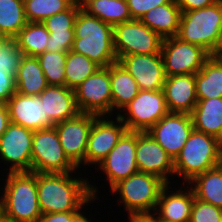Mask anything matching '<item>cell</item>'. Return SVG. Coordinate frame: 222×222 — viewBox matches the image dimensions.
<instances>
[{
    "mask_svg": "<svg viewBox=\"0 0 222 222\" xmlns=\"http://www.w3.org/2000/svg\"><path fill=\"white\" fill-rule=\"evenodd\" d=\"M88 182L72 179L69 173H37V190L41 214L78 211L95 198Z\"/></svg>",
    "mask_w": 222,
    "mask_h": 222,
    "instance_id": "cell-1",
    "label": "cell"
},
{
    "mask_svg": "<svg viewBox=\"0 0 222 222\" xmlns=\"http://www.w3.org/2000/svg\"><path fill=\"white\" fill-rule=\"evenodd\" d=\"M71 51L82 54L100 67L118 62L113 47V26L79 9Z\"/></svg>",
    "mask_w": 222,
    "mask_h": 222,
    "instance_id": "cell-2",
    "label": "cell"
},
{
    "mask_svg": "<svg viewBox=\"0 0 222 222\" xmlns=\"http://www.w3.org/2000/svg\"><path fill=\"white\" fill-rule=\"evenodd\" d=\"M176 37L215 55L222 40V0L202 9L182 12Z\"/></svg>",
    "mask_w": 222,
    "mask_h": 222,
    "instance_id": "cell-3",
    "label": "cell"
},
{
    "mask_svg": "<svg viewBox=\"0 0 222 222\" xmlns=\"http://www.w3.org/2000/svg\"><path fill=\"white\" fill-rule=\"evenodd\" d=\"M37 173L9 172L2 199L3 217L13 222H37L41 217Z\"/></svg>",
    "mask_w": 222,
    "mask_h": 222,
    "instance_id": "cell-4",
    "label": "cell"
},
{
    "mask_svg": "<svg viewBox=\"0 0 222 222\" xmlns=\"http://www.w3.org/2000/svg\"><path fill=\"white\" fill-rule=\"evenodd\" d=\"M221 157L222 141L193 129L180 154L174 160V174L191 182L196 176L218 166Z\"/></svg>",
    "mask_w": 222,
    "mask_h": 222,
    "instance_id": "cell-5",
    "label": "cell"
},
{
    "mask_svg": "<svg viewBox=\"0 0 222 222\" xmlns=\"http://www.w3.org/2000/svg\"><path fill=\"white\" fill-rule=\"evenodd\" d=\"M166 185L168 184L158 176L138 172L119 181L111 189L120 192L129 214H141L157 209L160 193Z\"/></svg>",
    "mask_w": 222,
    "mask_h": 222,
    "instance_id": "cell-6",
    "label": "cell"
},
{
    "mask_svg": "<svg viewBox=\"0 0 222 222\" xmlns=\"http://www.w3.org/2000/svg\"><path fill=\"white\" fill-rule=\"evenodd\" d=\"M77 167L68 159L55 127L34 131L31 172L70 173Z\"/></svg>",
    "mask_w": 222,
    "mask_h": 222,
    "instance_id": "cell-7",
    "label": "cell"
},
{
    "mask_svg": "<svg viewBox=\"0 0 222 222\" xmlns=\"http://www.w3.org/2000/svg\"><path fill=\"white\" fill-rule=\"evenodd\" d=\"M163 39L140 20L113 26V47L117 60L131 54H161Z\"/></svg>",
    "mask_w": 222,
    "mask_h": 222,
    "instance_id": "cell-8",
    "label": "cell"
},
{
    "mask_svg": "<svg viewBox=\"0 0 222 222\" xmlns=\"http://www.w3.org/2000/svg\"><path fill=\"white\" fill-rule=\"evenodd\" d=\"M128 116L117 115L126 126L127 131L147 132L162 117L169 113L163 89L140 90L134 99L124 107ZM126 119V120H125Z\"/></svg>",
    "mask_w": 222,
    "mask_h": 222,
    "instance_id": "cell-9",
    "label": "cell"
},
{
    "mask_svg": "<svg viewBox=\"0 0 222 222\" xmlns=\"http://www.w3.org/2000/svg\"><path fill=\"white\" fill-rule=\"evenodd\" d=\"M76 104L80 113L102 117L112 112L110 66L100 67L75 89Z\"/></svg>",
    "mask_w": 222,
    "mask_h": 222,
    "instance_id": "cell-10",
    "label": "cell"
},
{
    "mask_svg": "<svg viewBox=\"0 0 222 222\" xmlns=\"http://www.w3.org/2000/svg\"><path fill=\"white\" fill-rule=\"evenodd\" d=\"M161 54L166 77L196 74L211 56L205 49L177 37L163 39Z\"/></svg>",
    "mask_w": 222,
    "mask_h": 222,
    "instance_id": "cell-11",
    "label": "cell"
},
{
    "mask_svg": "<svg viewBox=\"0 0 222 222\" xmlns=\"http://www.w3.org/2000/svg\"><path fill=\"white\" fill-rule=\"evenodd\" d=\"M193 129L190 114L169 112L147 133L175 160Z\"/></svg>",
    "mask_w": 222,
    "mask_h": 222,
    "instance_id": "cell-12",
    "label": "cell"
},
{
    "mask_svg": "<svg viewBox=\"0 0 222 222\" xmlns=\"http://www.w3.org/2000/svg\"><path fill=\"white\" fill-rule=\"evenodd\" d=\"M98 116L79 113L77 116L54 125L60 144L68 159L78 168L85 162L90 129Z\"/></svg>",
    "mask_w": 222,
    "mask_h": 222,
    "instance_id": "cell-13",
    "label": "cell"
},
{
    "mask_svg": "<svg viewBox=\"0 0 222 222\" xmlns=\"http://www.w3.org/2000/svg\"><path fill=\"white\" fill-rule=\"evenodd\" d=\"M34 131L10 122L0 136V155L13 163L10 172L31 171L32 140Z\"/></svg>",
    "mask_w": 222,
    "mask_h": 222,
    "instance_id": "cell-14",
    "label": "cell"
},
{
    "mask_svg": "<svg viewBox=\"0 0 222 222\" xmlns=\"http://www.w3.org/2000/svg\"><path fill=\"white\" fill-rule=\"evenodd\" d=\"M122 65L138 83L140 90H162L166 80L162 54H131L122 56Z\"/></svg>",
    "mask_w": 222,
    "mask_h": 222,
    "instance_id": "cell-15",
    "label": "cell"
},
{
    "mask_svg": "<svg viewBox=\"0 0 222 222\" xmlns=\"http://www.w3.org/2000/svg\"><path fill=\"white\" fill-rule=\"evenodd\" d=\"M136 132L126 131L107 157L99 164L112 188L119 181L139 172L136 165Z\"/></svg>",
    "mask_w": 222,
    "mask_h": 222,
    "instance_id": "cell-16",
    "label": "cell"
},
{
    "mask_svg": "<svg viewBox=\"0 0 222 222\" xmlns=\"http://www.w3.org/2000/svg\"><path fill=\"white\" fill-rule=\"evenodd\" d=\"M135 158L139 172L153 174L169 184L167 174H174V160L147 132H136Z\"/></svg>",
    "mask_w": 222,
    "mask_h": 222,
    "instance_id": "cell-17",
    "label": "cell"
},
{
    "mask_svg": "<svg viewBox=\"0 0 222 222\" xmlns=\"http://www.w3.org/2000/svg\"><path fill=\"white\" fill-rule=\"evenodd\" d=\"M116 119L120 125L101 117L94 120L88 136L85 165L89 163L99 165L127 131L126 126L121 125V119L118 117Z\"/></svg>",
    "mask_w": 222,
    "mask_h": 222,
    "instance_id": "cell-18",
    "label": "cell"
},
{
    "mask_svg": "<svg viewBox=\"0 0 222 222\" xmlns=\"http://www.w3.org/2000/svg\"><path fill=\"white\" fill-rule=\"evenodd\" d=\"M10 122L32 131L54 127V123L45 114L44 104L39 96L12 94L6 103Z\"/></svg>",
    "mask_w": 222,
    "mask_h": 222,
    "instance_id": "cell-19",
    "label": "cell"
},
{
    "mask_svg": "<svg viewBox=\"0 0 222 222\" xmlns=\"http://www.w3.org/2000/svg\"><path fill=\"white\" fill-rule=\"evenodd\" d=\"M163 91L171 113L191 114L197 104L195 74L166 77Z\"/></svg>",
    "mask_w": 222,
    "mask_h": 222,
    "instance_id": "cell-20",
    "label": "cell"
},
{
    "mask_svg": "<svg viewBox=\"0 0 222 222\" xmlns=\"http://www.w3.org/2000/svg\"><path fill=\"white\" fill-rule=\"evenodd\" d=\"M38 96L44 104L45 114L54 124L74 118L80 113L75 91L66 86L48 85Z\"/></svg>",
    "mask_w": 222,
    "mask_h": 222,
    "instance_id": "cell-21",
    "label": "cell"
},
{
    "mask_svg": "<svg viewBox=\"0 0 222 222\" xmlns=\"http://www.w3.org/2000/svg\"><path fill=\"white\" fill-rule=\"evenodd\" d=\"M181 9L171 0L149 10L140 21L156 32L162 39L176 37L179 31Z\"/></svg>",
    "mask_w": 222,
    "mask_h": 222,
    "instance_id": "cell-22",
    "label": "cell"
},
{
    "mask_svg": "<svg viewBox=\"0 0 222 222\" xmlns=\"http://www.w3.org/2000/svg\"><path fill=\"white\" fill-rule=\"evenodd\" d=\"M190 115L195 130L222 141V97L198 100Z\"/></svg>",
    "mask_w": 222,
    "mask_h": 222,
    "instance_id": "cell-23",
    "label": "cell"
},
{
    "mask_svg": "<svg viewBox=\"0 0 222 222\" xmlns=\"http://www.w3.org/2000/svg\"><path fill=\"white\" fill-rule=\"evenodd\" d=\"M166 185L161 193L157 205H159L160 222H189L191 208L194 202V192L189 190L188 193H183L181 190L178 193H171L172 195H166Z\"/></svg>",
    "mask_w": 222,
    "mask_h": 222,
    "instance_id": "cell-24",
    "label": "cell"
},
{
    "mask_svg": "<svg viewBox=\"0 0 222 222\" xmlns=\"http://www.w3.org/2000/svg\"><path fill=\"white\" fill-rule=\"evenodd\" d=\"M198 100L222 97V58L211 55L195 74Z\"/></svg>",
    "mask_w": 222,
    "mask_h": 222,
    "instance_id": "cell-25",
    "label": "cell"
},
{
    "mask_svg": "<svg viewBox=\"0 0 222 222\" xmlns=\"http://www.w3.org/2000/svg\"><path fill=\"white\" fill-rule=\"evenodd\" d=\"M15 86L16 92L31 96H38L48 86L36 57H22L15 77Z\"/></svg>",
    "mask_w": 222,
    "mask_h": 222,
    "instance_id": "cell-26",
    "label": "cell"
},
{
    "mask_svg": "<svg viewBox=\"0 0 222 222\" xmlns=\"http://www.w3.org/2000/svg\"><path fill=\"white\" fill-rule=\"evenodd\" d=\"M110 84L113 108L123 109L139 93L138 83L118 62L110 65Z\"/></svg>",
    "mask_w": 222,
    "mask_h": 222,
    "instance_id": "cell-27",
    "label": "cell"
},
{
    "mask_svg": "<svg viewBox=\"0 0 222 222\" xmlns=\"http://www.w3.org/2000/svg\"><path fill=\"white\" fill-rule=\"evenodd\" d=\"M88 14L112 26L133 20L126 0H79Z\"/></svg>",
    "mask_w": 222,
    "mask_h": 222,
    "instance_id": "cell-28",
    "label": "cell"
},
{
    "mask_svg": "<svg viewBox=\"0 0 222 222\" xmlns=\"http://www.w3.org/2000/svg\"><path fill=\"white\" fill-rule=\"evenodd\" d=\"M193 192L196 199L222 208V167L220 165L196 176Z\"/></svg>",
    "mask_w": 222,
    "mask_h": 222,
    "instance_id": "cell-29",
    "label": "cell"
},
{
    "mask_svg": "<svg viewBox=\"0 0 222 222\" xmlns=\"http://www.w3.org/2000/svg\"><path fill=\"white\" fill-rule=\"evenodd\" d=\"M49 31L41 22H28L15 37L24 56L37 57L46 51Z\"/></svg>",
    "mask_w": 222,
    "mask_h": 222,
    "instance_id": "cell-30",
    "label": "cell"
},
{
    "mask_svg": "<svg viewBox=\"0 0 222 222\" xmlns=\"http://www.w3.org/2000/svg\"><path fill=\"white\" fill-rule=\"evenodd\" d=\"M27 23L23 0H0V28L8 38H15Z\"/></svg>",
    "mask_w": 222,
    "mask_h": 222,
    "instance_id": "cell-31",
    "label": "cell"
},
{
    "mask_svg": "<svg viewBox=\"0 0 222 222\" xmlns=\"http://www.w3.org/2000/svg\"><path fill=\"white\" fill-rule=\"evenodd\" d=\"M100 66L82 54L67 52L65 65V86L75 89L86 78L94 74Z\"/></svg>",
    "mask_w": 222,
    "mask_h": 222,
    "instance_id": "cell-32",
    "label": "cell"
},
{
    "mask_svg": "<svg viewBox=\"0 0 222 222\" xmlns=\"http://www.w3.org/2000/svg\"><path fill=\"white\" fill-rule=\"evenodd\" d=\"M27 22H43L67 10L76 0H23Z\"/></svg>",
    "mask_w": 222,
    "mask_h": 222,
    "instance_id": "cell-33",
    "label": "cell"
},
{
    "mask_svg": "<svg viewBox=\"0 0 222 222\" xmlns=\"http://www.w3.org/2000/svg\"><path fill=\"white\" fill-rule=\"evenodd\" d=\"M48 85L65 86V65L67 52H49L36 57Z\"/></svg>",
    "mask_w": 222,
    "mask_h": 222,
    "instance_id": "cell-34",
    "label": "cell"
},
{
    "mask_svg": "<svg viewBox=\"0 0 222 222\" xmlns=\"http://www.w3.org/2000/svg\"><path fill=\"white\" fill-rule=\"evenodd\" d=\"M80 8V1L76 0L67 10L50 16L42 23L49 32L74 31L75 21Z\"/></svg>",
    "mask_w": 222,
    "mask_h": 222,
    "instance_id": "cell-35",
    "label": "cell"
},
{
    "mask_svg": "<svg viewBox=\"0 0 222 222\" xmlns=\"http://www.w3.org/2000/svg\"><path fill=\"white\" fill-rule=\"evenodd\" d=\"M23 56L16 39L8 38L0 43V70L16 77Z\"/></svg>",
    "mask_w": 222,
    "mask_h": 222,
    "instance_id": "cell-36",
    "label": "cell"
},
{
    "mask_svg": "<svg viewBox=\"0 0 222 222\" xmlns=\"http://www.w3.org/2000/svg\"><path fill=\"white\" fill-rule=\"evenodd\" d=\"M222 208L194 198L189 222H220Z\"/></svg>",
    "mask_w": 222,
    "mask_h": 222,
    "instance_id": "cell-37",
    "label": "cell"
},
{
    "mask_svg": "<svg viewBox=\"0 0 222 222\" xmlns=\"http://www.w3.org/2000/svg\"><path fill=\"white\" fill-rule=\"evenodd\" d=\"M74 40H75L74 31L49 32L46 51L68 52L72 49Z\"/></svg>",
    "mask_w": 222,
    "mask_h": 222,
    "instance_id": "cell-38",
    "label": "cell"
},
{
    "mask_svg": "<svg viewBox=\"0 0 222 222\" xmlns=\"http://www.w3.org/2000/svg\"><path fill=\"white\" fill-rule=\"evenodd\" d=\"M132 19L140 20L149 10L154 9L163 4L169 3L171 0H126Z\"/></svg>",
    "mask_w": 222,
    "mask_h": 222,
    "instance_id": "cell-39",
    "label": "cell"
},
{
    "mask_svg": "<svg viewBox=\"0 0 222 222\" xmlns=\"http://www.w3.org/2000/svg\"><path fill=\"white\" fill-rule=\"evenodd\" d=\"M15 92V77L0 70V103H7Z\"/></svg>",
    "mask_w": 222,
    "mask_h": 222,
    "instance_id": "cell-40",
    "label": "cell"
},
{
    "mask_svg": "<svg viewBox=\"0 0 222 222\" xmlns=\"http://www.w3.org/2000/svg\"><path fill=\"white\" fill-rule=\"evenodd\" d=\"M218 0H174L181 12L202 9L213 5Z\"/></svg>",
    "mask_w": 222,
    "mask_h": 222,
    "instance_id": "cell-41",
    "label": "cell"
},
{
    "mask_svg": "<svg viewBox=\"0 0 222 222\" xmlns=\"http://www.w3.org/2000/svg\"><path fill=\"white\" fill-rule=\"evenodd\" d=\"M77 211L42 214L37 222H72Z\"/></svg>",
    "mask_w": 222,
    "mask_h": 222,
    "instance_id": "cell-42",
    "label": "cell"
},
{
    "mask_svg": "<svg viewBox=\"0 0 222 222\" xmlns=\"http://www.w3.org/2000/svg\"><path fill=\"white\" fill-rule=\"evenodd\" d=\"M10 123L9 112L6 103H0V136L7 130Z\"/></svg>",
    "mask_w": 222,
    "mask_h": 222,
    "instance_id": "cell-43",
    "label": "cell"
},
{
    "mask_svg": "<svg viewBox=\"0 0 222 222\" xmlns=\"http://www.w3.org/2000/svg\"><path fill=\"white\" fill-rule=\"evenodd\" d=\"M130 222H160L158 217L155 218L151 213L129 214Z\"/></svg>",
    "mask_w": 222,
    "mask_h": 222,
    "instance_id": "cell-44",
    "label": "cell"
},
{
    "mask_svg": "<svg viewBox=\"0 0 222 222\" xmlns=\"http://www.w3.org/2000/svg\"><path fill=\"white\" fill-rule=\"evenodd\" d=\"M79 211H80V210H78V211L73 215L72 222H90L89 220H87V218H85L82 214H80Z\"/></svg>",
    "mask_w": 222,
    "mask_h": 222,
    "instance_id": "cell-45",
    "label": "cell"
},
{
    "mask_svg": "<svg viewBox=\"0 0 222 222\" xmlns=\"http://www.w3.org/2000/svg\"><path fill=\"white\" fill-rule=\"evenodd\" d=\"M7 39H8V37L4 34L2 29L0 28V43L4 42Z\"/></svg>",
    "mask_w": 222,
    "mask_h": 222,
    "instance_id": "cell-46",
    "label": "cell"
},
{
    "mask_svg": "<svg viewBox=\"0 0 222 222\" xmlns=\"http://www.w3.org/2000/svg\"><path fill=\"white\" fill-rule=\"evenodd\" d=\"M215 55H216L217 57L222 58V40H221L220 46H219L217 52L215 53Z\"/></svg>",
    "mask_w": 222,
    "mask_h": 222,
    "instance_id": "cell-47",
    "label": "cell"
},
{
    "mask_svg": "<svg viewBox=\"0 0 222 222\" xmlns=\"http://www.w3.org/2000/svg\"><path fill=\"white\" fill-rule=\"evenodd\" d=\"M3 216L2 200H0V218Z\"/></svg>",
    "mask_w": 222,
    "mask_h": 222,
    "instance_id": "cell-48",
    "label": "cell"
},
{
    "mask_svg": "<svg viewBox=\"0 0 222 222\" xmlns=\"http://www.w3.org/2000/svg\"><path fill=\"white\" fill-rule=\"evenodd\" d=\"M0 222H13V221H11V220H9V219H6L5 217H1L0 218Z\"/></svg>",
    "mask_w": 222,
    "mask_h": 222,
    "instance_id": "cell-49",
    "label": "cell"
},
{
    "mask_svg": "<svg viewBox=\"0 0 222 222\" xmlns=\"http://www.w3.org/2000/svg\"><path fill=\"white\" fill-rule=\"evenodd\" d=\"M219 165L222 167V157H221V161H220Z\"/></svg>",
    "mask_w": 222,
    "mask_h": 222,
    "instance_id": "cell-50",
    "label": "cell"
}]
</instances>
